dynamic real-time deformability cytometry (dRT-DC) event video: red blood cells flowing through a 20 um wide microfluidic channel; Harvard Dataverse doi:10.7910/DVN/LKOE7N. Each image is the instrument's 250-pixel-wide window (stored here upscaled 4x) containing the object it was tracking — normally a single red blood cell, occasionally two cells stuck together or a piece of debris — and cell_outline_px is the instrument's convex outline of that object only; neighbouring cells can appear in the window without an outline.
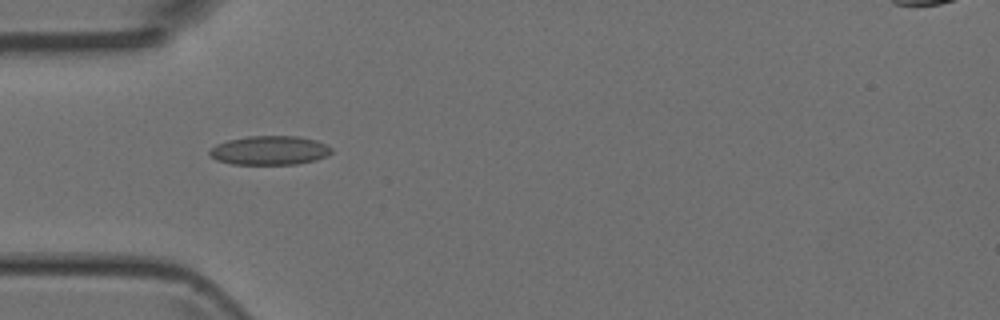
{"species": "Egyptian fruit bat (a non-hibernating species)", "species_latin": "Rousettus aegyptiacus", "temperature_condition": "room temperature", "stored_images_in_passage": 4, "camera_frame_rate_fps": 3000, "um_per_image_px": 0.085, "animal": {"sex": "female"}, "frame": {"image": 1, "passage_image": 1, "time_ms": 0.0, "image_size_px": [1000, 320], "cell_outline_px": [[332, 152], [328, 156], [316, 160], [296, 164], [232, 164], [216, 160], [208, 152], [216, 144], [228, 140], [248, 136], [300, 136], [316, 140], [332, 148]], "centroid_in_image_um": [22.94, 12.78], "position_along_channel_um": 62.1, "area_um2": 20.63}}
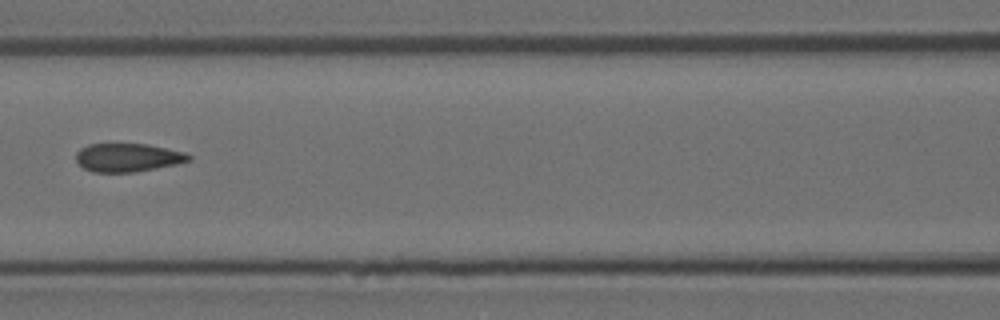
{"frame": {"image": 2, "passage_image": 3, "time_ms": 2.333, "image_size_px": [1000, 320], "cell_outline_px": [[192, 160], [176, 164], [156, 168], [132, 172], [92, 172], [84, 168], [76, 160], [76, 152], [80, 148], [88, 144], [148, 144], [184, 152], [192, 156]], "centroid_in_image_um": [10.86, 13.39], "position_along_channel_um": 155.7, "area_um2": 18.61}}
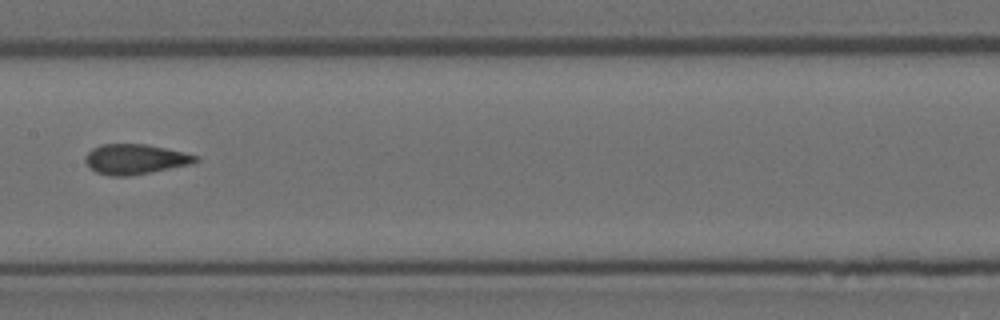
{"frame": {"image": 3, "passage_image": 4, "time_ms": 3.333, "image_size_px": [1000, 320], "cell_outline_px": [[200, 160], [192, 164], [152, 172], [128, 176], [108, 176], [96, 172], [84, 160], [84, 156], [92, 148], [100, 144], [148, 144], [184, 152], [200, 156]], "centroid_in_image_um": [11.52, 13.52], "position_along_channel_um": 195.9, "area_um2": 19.54}}